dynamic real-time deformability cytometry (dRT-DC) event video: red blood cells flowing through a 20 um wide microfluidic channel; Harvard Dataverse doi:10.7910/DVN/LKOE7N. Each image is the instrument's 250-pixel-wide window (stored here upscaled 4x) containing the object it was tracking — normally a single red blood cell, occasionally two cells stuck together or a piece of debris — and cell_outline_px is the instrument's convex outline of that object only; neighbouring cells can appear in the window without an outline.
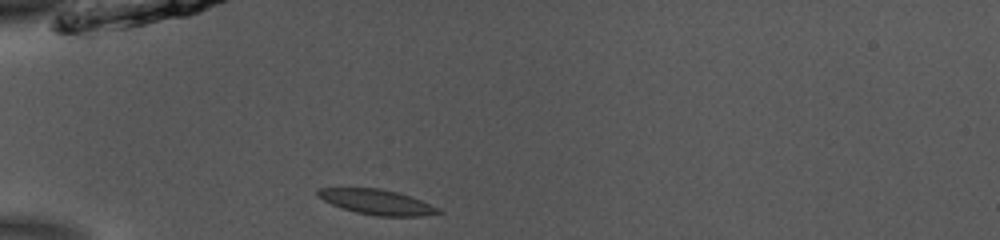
{"species": "common noctule bat (a hibernating species)", "species_latin": "Nyctalus noctula", "temperature_condition": "room temperature", "stored_images_in_passage": 37, "camera_frame_rate_fps": 3000, "um_per_image_px": 0.085, "animal": {"sex": "male", "body_mass_g": 13.0, "forearm_length_mm": 53.1}, "frame": {"image": 1, "passage_image": 1, "time_ms": 0.0, "image_size_px": [1000, 240], "cell_outline_px": [[444, 212], [420, 216], [380, 216], [356, 212], [332, 204], [316, 196], [316, 192], [320, 188], [380, 188], [396, 192], [420, 200], [440, 208]], "centroid_in_image_um": [32.04, 17.17], "position_along_channel_um": 53.0, "area_um2": 17.34}}
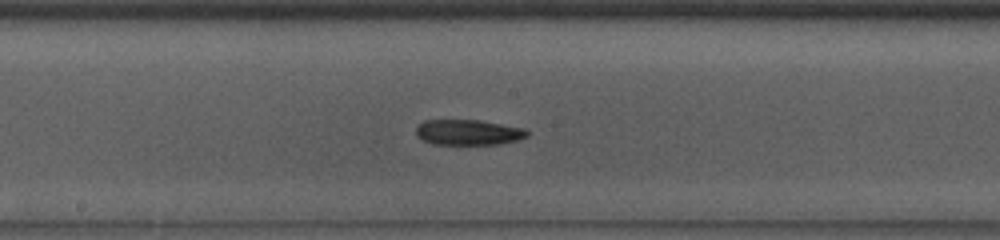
{"frame": {"image": 2, "passage_image": 14, "time_ms": 4.333, "image_size_px": [1000, 240], "cell_outline_px": [[532, 132], [528, 136], [516, 140], [500, 144], [432, 144], [416, 136], [416, 128], [424, 120], [480, 120], [524, 128]], "centroid_in_image_um": [39.83, 11.24], "position_along_channel_um": 208.4, "area_um2": 16.53}}
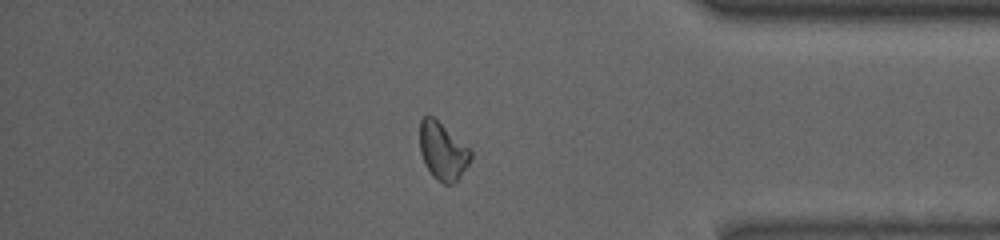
{"frame": {"image": 3, "passage_image": 30, "time_ms": 9.667, "image_size_px": [1000, 240], "cell_outline_px": [[472, 156], [468, 164], [460, 176], [452, 184], [444, 184], [432, 176], [424, 164], [420, 152], [420, 120], [424, 116], [432, 116], [472, 148]], "centroid_in_image_um": [37.64, 12.84], "position_along_channel_um": 397.6, "area_um2": 17.22}}